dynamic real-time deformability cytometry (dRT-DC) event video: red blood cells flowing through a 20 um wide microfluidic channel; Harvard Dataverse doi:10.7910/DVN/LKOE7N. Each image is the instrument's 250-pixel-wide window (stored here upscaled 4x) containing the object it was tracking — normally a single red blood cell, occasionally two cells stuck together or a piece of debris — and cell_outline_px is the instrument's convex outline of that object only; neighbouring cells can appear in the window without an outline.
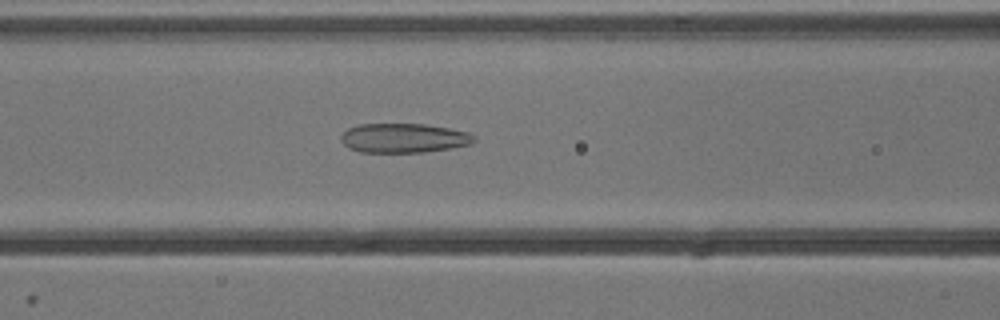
{"species": "common noctule bat (a hibernating species)", "species_latin": "Nyctalus noctula", "temperature_condition": "cold", "stored_images_in_passage": 52, "camera_frame_rate_fps": 3000, "um_per_image_px": 0.085, "animal": {"sex": "male", "body_mass_g": 13.3}, "frame": {"image": 1, "passage_image": 21, "time_ms": 6.667, "image_size_px": [1000, 320], "cell_outline_px": [[476, 140], [472, 144], [452, 148], [424, 152], [360, 152], [348, 148], [340, 140], [340, 136], [348, 128], [356, 124], [424, 124], [448, 128], [468, 132], [476, 136]], "centroid_in_image_um": [34.32, 11.73], "position_along_channel_um": 132.3, "area_um2": 22.95}}
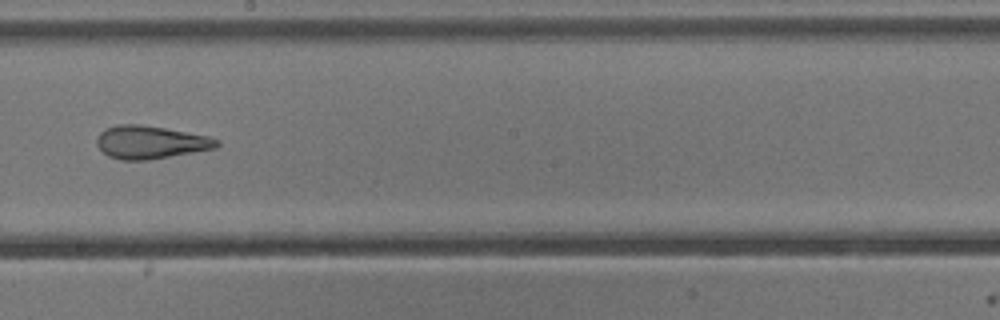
{"frame": {"image": 2, "passage_image": 29, "time_ms": 9.333, "image_size_px": [1000, 320], "cell_outline_px": [[220, 144], [216, 148], [148, 160], [120, 160], [108, 156], [96, 144], [96, 140], [100, 132], [104, 128], [116, 124], [140, 124], [164, 128], [208, 136], [220, 140]], "centroid_in_image_um": [12.77, 12.08], "position_along_channel_um": 235.4, "area_um2": 23.06}}
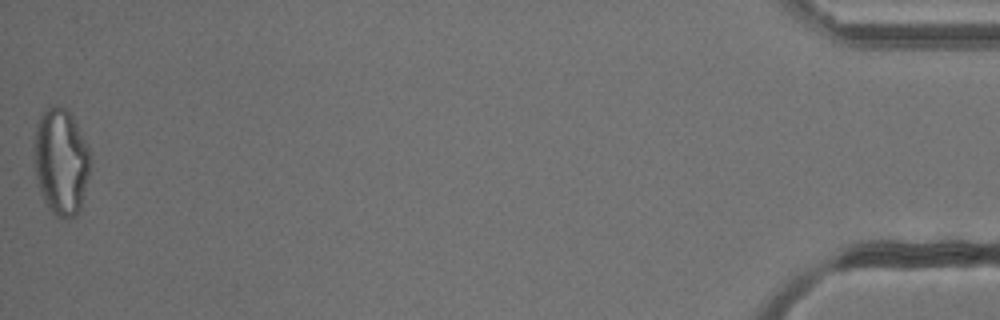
{"frame": {"image": 3, "passage_image": 52, "time_ms": 17.0, "image_size_px": [1000, 320], "cell_outline_px": [[88, 176], [80, 208], [76, 216], [56, 216], [48, 208], [40, 192], [36, 176], [36, 124], [44, 108], [52, 104], [56, 104], [68, 108], [72, 112], [88, 144]], "centroid_in_image_um": [5.2, 13.65], "position_along_channel_um": 430.0, "area_um2": 34.56}, "authors_computed_cell_mechanics": {"area_um2": 28.1197, "velocity_mm_per_s": 3.865, "shape_relaxation_time_tau1_ms": null, "shape_relaxation_time_tau2_ms": 2.2022, "deformation_change_tau1": null, "deformation_change_tau2": 0.1195}}